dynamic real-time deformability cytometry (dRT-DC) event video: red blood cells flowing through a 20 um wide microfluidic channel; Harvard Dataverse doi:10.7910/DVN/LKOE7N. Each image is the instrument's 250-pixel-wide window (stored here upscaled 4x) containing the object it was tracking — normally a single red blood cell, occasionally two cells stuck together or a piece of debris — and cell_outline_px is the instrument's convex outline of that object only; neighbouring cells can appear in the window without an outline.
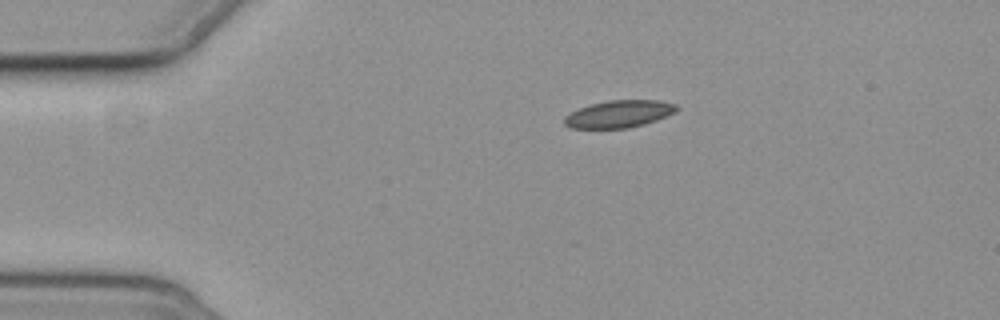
{"species": "common noctule bat (a hibernating species)", "species_latin": "Nyctalus noctula", "temperature_condition": "cold", "stored_images_in_passage": 7, "camera_frame_rate_fps": 3000, "um_per_image_px": 0.085, "animal": {"sex": "female", "body_mass_g": 19.3, "forearm_length_mm": 54.1}, "frame": {"image": 1, "passage_image": 7, "time_ms": 7.0, "image_size_px": [1000, 320], "cell_outline_px": [[680, 108], [676, 112], [656, 120], [644, 124], [628, 128], [568, 128], [564, 124], [564, 116], [580, 108], [592, 104], [608, 100], [660, 100], [676, 104]], "centroid_in_image_um": [52.64, 9.68], "position_along_channel_um": 32.4, "area_um2": 17.86}}